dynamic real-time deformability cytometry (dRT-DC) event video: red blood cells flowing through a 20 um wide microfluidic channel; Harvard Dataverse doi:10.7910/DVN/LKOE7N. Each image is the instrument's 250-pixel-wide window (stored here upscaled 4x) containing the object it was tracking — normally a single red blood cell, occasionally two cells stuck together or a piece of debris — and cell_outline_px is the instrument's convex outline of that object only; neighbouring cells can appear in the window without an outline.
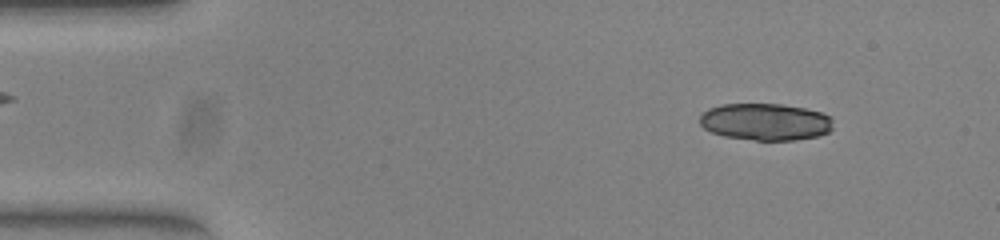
{"species": "common noctule bat (a hibernating species)", "species_latin": "Nyctalus noctula", "temperature_condition": "warm", "stored_images_in_passage": 50, "camera_frame_rate_fps": 3000, "um_per_image_px": 0.085, "animal": {"sex": "female", "body_mass_g": 23.0, "forearm_length_mm": 53.4}, "frame": {"image": 1, "passage_image": 5, "time_ms": 1.333, "image_size_px": [1000, 240], "cell_outline_px": [[832, 128], [828, 132], [816, 136], [796, 140], [756, 140], [724, 136], [712, 132], [704, 128], [700, 124], [700, 116], [708, 108], [720, 104], [780, 104], [804, 108], [820, 112], [828, 116], [832, 120]], "centroid_in_image_um": [65.03, 10.35], "position_along_channel_um": 20.0, "area_um2": 28.61}}